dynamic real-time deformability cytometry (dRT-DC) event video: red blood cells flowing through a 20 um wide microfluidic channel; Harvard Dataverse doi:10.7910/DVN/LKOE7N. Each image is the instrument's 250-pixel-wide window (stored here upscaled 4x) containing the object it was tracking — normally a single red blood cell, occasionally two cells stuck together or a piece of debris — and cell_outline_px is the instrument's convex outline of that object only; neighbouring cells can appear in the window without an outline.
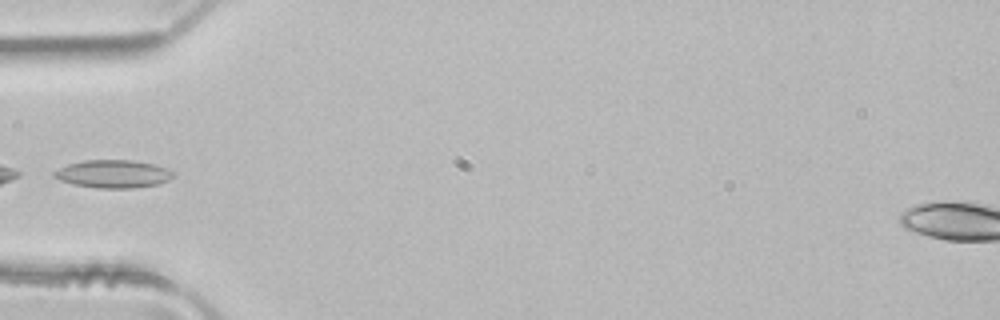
{"species": "common noctule bat (a hibernating species)", "species_latin": "Nyctalus noctula", "temperature_condition": "room temperature", "stored_images_in_passage": 2, "camera_frame_rate_fps": 3000, "um_per_image_px": 0.085, "animal": {"sex": "male", "body_mass_g": 21.5, "forearm_length_mm": 52.0}, "frame": {"image": 1, "passage_image": 2, "time_ms": 0.333, "image_size_px": [1000, 320], "cell_outline_px": [[172, 176], [168, 180], [156, 184], [132, 188], [96, 188], [72, 184], [60, 180], [52, 176], [52, 172], [68, 164], [84, 160], [132, 160], [152, 164], [164, 168], [172, 172]], "centroid_in_image_um": [9.54, 14.78], "position_along_channel_um": 75.5, "area_um2": 19.13}}